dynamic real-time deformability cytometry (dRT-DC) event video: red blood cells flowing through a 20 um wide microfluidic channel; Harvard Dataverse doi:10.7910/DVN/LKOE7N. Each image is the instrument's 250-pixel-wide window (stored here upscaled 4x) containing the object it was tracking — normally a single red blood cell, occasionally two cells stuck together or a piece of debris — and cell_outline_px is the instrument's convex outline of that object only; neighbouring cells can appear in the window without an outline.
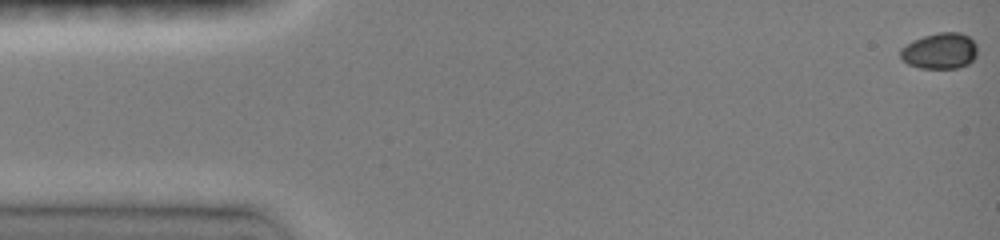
{"species": "common noctule bat (a hibernating species)", "species_latin": "Nyctalus noctula", "temperature_condition": "room temperature", "stored_images_in_passage": 37, "camera_frame_rate_fps": 3000, "um_per_image_px": 0.085, "animal": {"sex": "female", "body_mass_g": 19.0, "forearm_length_mm": 51.5}, "frame": {"image": 1, "passage_image": 1, "time_ms": 0.0, "image_size_px": [1000, 240], "cell_outline_px": [[976, 56], [968, 64], [956, 68], [920, 68], [908, 64], [900, 60], [900, 48], [912, 40], [924, 36], [940, 32], [960, 32], [968, 36], [976, 44]], "centroid_in_image_um": [79.85, 4.33], "position_along_channel_um": 5.1, "area_um2": 16.24}}
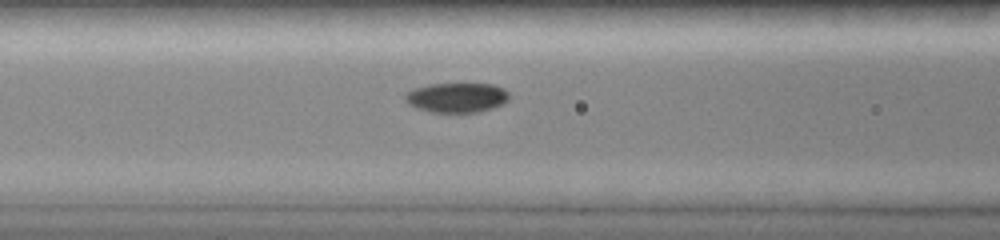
{"frame": {"image": 2, "passage_image": 14, "time_ms": 6.333, "image_size_px": [1000, 240], "cell_outline_px": [[508, 100], [504, 104], [480, 112], [428, 112], [416, 108], [408, 104], [404, 100], [404, 92], [412, 88], [428, 84], [492, 84], [504, 88], [508, 92]], "centroid_in_image_um": [38.78, 8.29], "position_along_channel_um": 127.8, "area_um2": 18.32}}
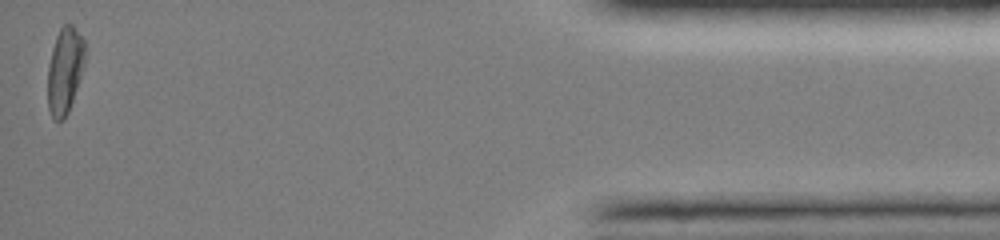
{"frame": {"image": 3, "passage_image": 37, "time_ms": 15.667, "image_size_px": [1000, 240], "cell_outline_px": [[84, 64], [68, 112], [64, 120], [56, 120], [52, 116], [48, 108], [48, 64], [52, 48], [56, 36], [60, 28], [64, 24], [72, 24], [84, 40]], "centroid_in_image_um": [5.49, 5.97], "position_along_channel_um": 429.7, "area_um2": 18.44}, "authors_computed_cell_mechanics": {"area_um2": 18.3226, "velocity_mm_per_s": 4.0153, "shape_relaxation_time_tau1_ms": 2.0877, "shape_relaxation_time_tau2_ms": 7.1965, "deformation_change_tau1": 0.0873, "deformation_change_tau2": 0.057}}